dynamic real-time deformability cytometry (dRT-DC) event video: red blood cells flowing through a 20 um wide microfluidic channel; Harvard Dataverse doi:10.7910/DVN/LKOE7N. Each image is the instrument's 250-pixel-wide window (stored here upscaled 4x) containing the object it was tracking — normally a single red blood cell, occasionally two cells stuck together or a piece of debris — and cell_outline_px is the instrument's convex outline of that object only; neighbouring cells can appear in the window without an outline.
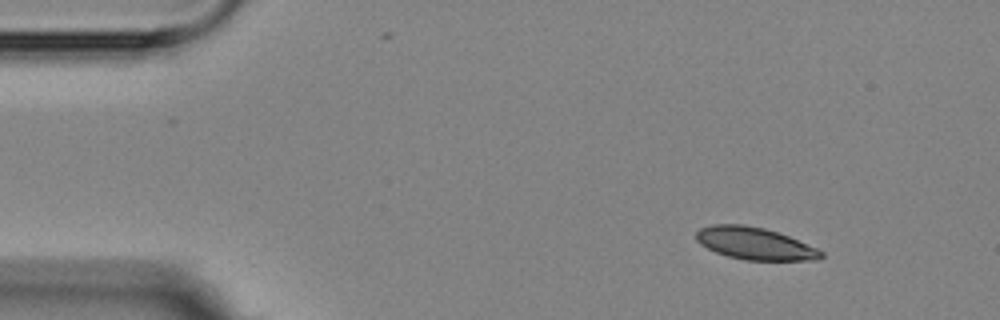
{"species": "Egyptian fruit bat (a non-hibernating species)", "species_latin": "Rousettus aegyptiacus", "temperature_condition": "room temperature", "stored_images_in_passage": 5, "camera_frame_rate_fps": 3000, "um_per_image_px": 0.085, "animal": {"sex": "female"}, "frame": {"image": 1, "passage_image": 1, "time_ms": 0.0, "image_size_px": [1000, 320], "cell_outline_px": [[824, 256], [816, 260], [744, 260], [728, 256], [716, 252], [700, 244], [696, 240], [696, 232], [700, 228], [712, 224], [744, 224], [764, 228], [788, 236], [816, 248], [824, 252]], "centroid_in_image_um": [64.13, 20.69], "position_along_channel_um": 20.9, "area_um2": 23.35}}
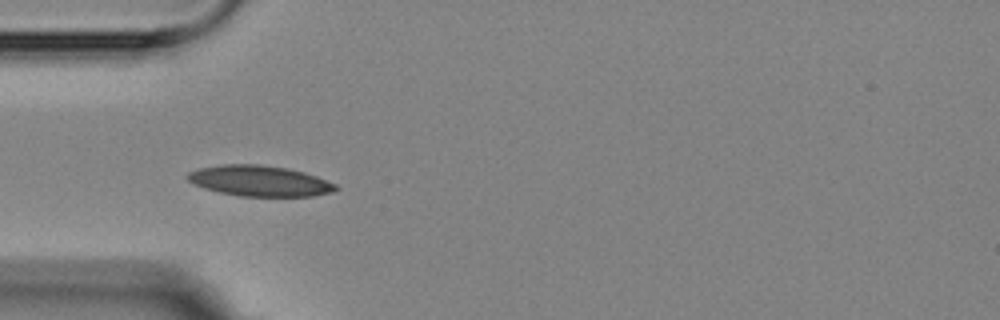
{"frame": {"image": 2, "passage_image": 4, "time_ms": 3.333, "image_size_px": [1000, 320], "cell_outline_px": [[340, 188], [332, 192], [312, 196], [240, 196], [220, 192], [204, 188], [192, 184], [184, 176], [188, 172], [200, 168], [224, 164], [260, 164], [288, 168], [304, 172], [316, 176], [336, 184]], "centroid_in_image_um": [22.05, 15.37], "position_along_channel_um": 62.9, "area_um2": 26.59}}
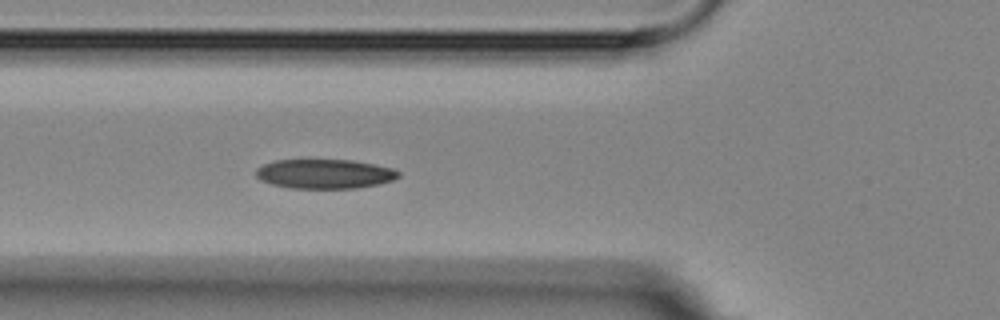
{"frame": {"image": 3, "passage_image": 5, "time_ms": 4.333, "image_size_px": [1000, 320], "cell_outline_px": [[400, 176], [392, 180], [380, 184], [356, 188], [288, 188], [272, 184], [260, 180], [256, 176], [256, 168], [264, 164], [276, 160], [352, 160], [392, 168], [400, 172]], "centroid_in_image_um": [27.59, 14.78], "position_along_channel_um": 98.2, "area_um2": 24.39}}